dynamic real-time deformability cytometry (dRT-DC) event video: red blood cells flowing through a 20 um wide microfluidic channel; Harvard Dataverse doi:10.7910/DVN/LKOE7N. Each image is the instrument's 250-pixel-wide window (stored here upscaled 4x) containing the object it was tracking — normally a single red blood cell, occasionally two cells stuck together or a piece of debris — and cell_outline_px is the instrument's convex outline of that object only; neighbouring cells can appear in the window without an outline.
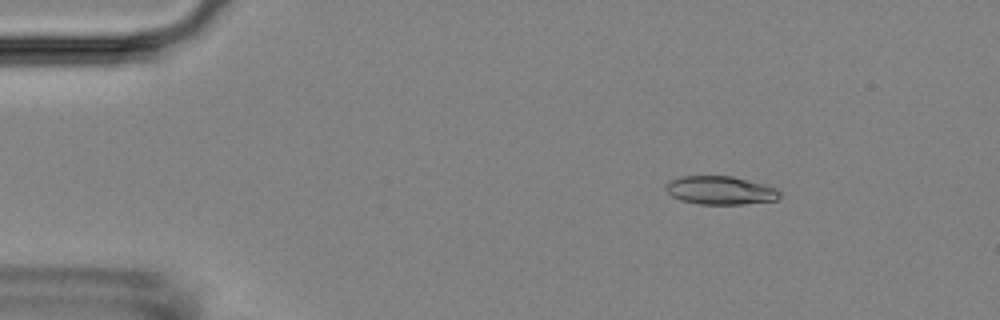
{"species": "Egyptian fruit bat (a non-hibernating species)", "species_latin": "Rousettus aegyptiacus", "temperature_condition": "room temperature", "stored_images_in_passage": 4, "camera_frame_rate_fps": 3000, "um_per_image_px": 0.085, "animal": {"sex": "female"}, "frame": {"image": 1, "passage_image": 1, "time_ms": 0.0, "image_size_px": [1000, 320], "cell_outline_px": [[780, 196], [776, 200], [744, 204], [700, 204], [680, 200], [672, 196], [664, 188], [664, 184], [668, 180], [680, 176], [732, 176], [764, 184], [776, 188], [780, 192]], "centroid_in_image_um": [61.19, 16.17], "position_along_channel_um": 23.8, "area_um2": 18.96}}
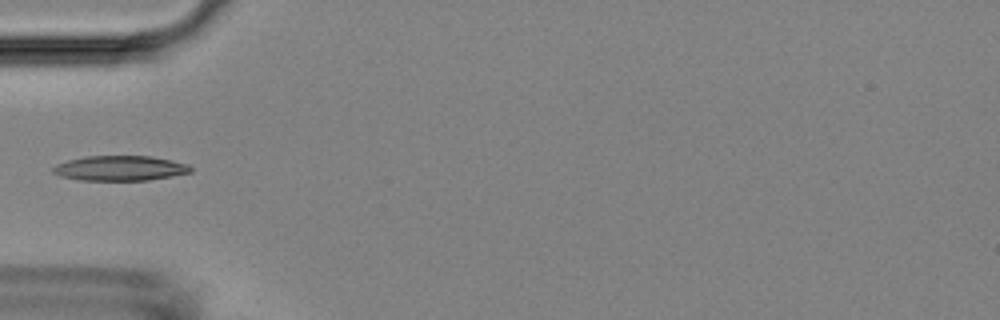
{"frame": {"image": 2, "passage_image": 4, "time_ms": 1.0, "image_size_px": [1000, 320], "cell_outline_px": [[192, 172], [172, 176], [148, 180], [80, 180], [60, 176], [52, 172], [52, 168], [56, 164], [68, 160], [84, 156], [152, 156], [172, 160], [188, 164], [192, 168]], "centroid_in_image_um": [10.2, 14.29], "position_along_channel_um": 74.8, "area_um2": 20.11}}